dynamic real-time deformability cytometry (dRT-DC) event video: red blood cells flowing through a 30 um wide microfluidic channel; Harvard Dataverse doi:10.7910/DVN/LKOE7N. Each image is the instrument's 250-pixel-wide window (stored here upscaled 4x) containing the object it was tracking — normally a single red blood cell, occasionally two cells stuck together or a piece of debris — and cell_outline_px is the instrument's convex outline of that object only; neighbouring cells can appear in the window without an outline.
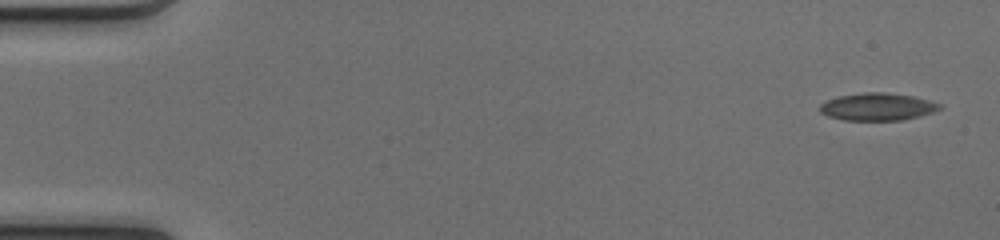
{"species": "common noctule bat (a hibernating species)", "species_latin": "Nyctalus noctula", "temperature_condition": "cold", "stored_images_in_passage": 49, "camera_frame_rate_fps": 3000, "um_per_image_px": 0.085, "animal": {"sex": "female", "body_mass_g": 17.0, "forearm_length_mm": 48.0}, "frame": {"image": 1, "passage_image": 1, "time_ms": 0.0, "image_size_px": [1000, 240], "cell_outline_px": [[944, 104], [940, 108], [932, 112], [920, 116], [904, 120], [844, 120], [828, 116], [820, 112], [820, 104], [828, 100], [840, 96], [864, 92], [884, 92], [912, 96]], "centroid_in_image_um": [74.6, 9.08], "position_along_channel_um": 10.4, "area_um2": 19.07}}
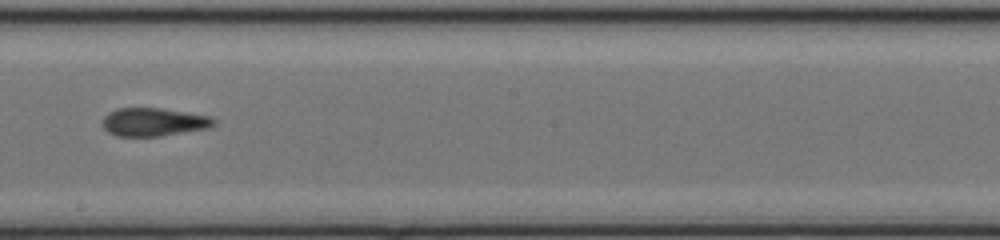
{"frame": {"image": 2, "passage_image": 28, "time_ms": 9.0, "image_size_px": [1000, 240], "cell_outline_px": [[216, 124], [208, 128], [160, 136], [116, 136], [108, 132], [100, 124], [100, 120], [108, 112], [116, 108], [160, 108], [212, 116], [216, 120]], "centroid_in_image_um": [13.03, 10.36], "position_along_channel_um": 235.2, "area_um2": 18.55}}
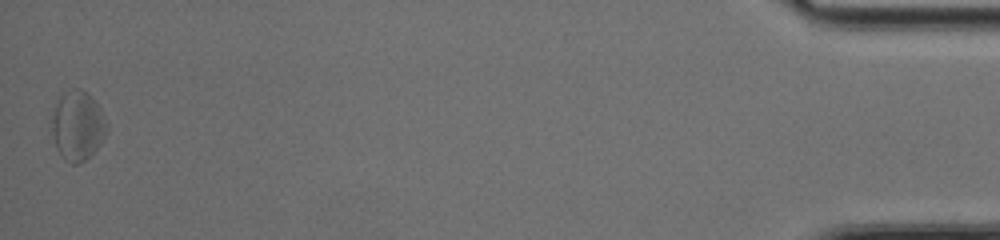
{"frame": {"image": 3, "passage_image": 49, "time_ms": 16.0, "image_size_px": [1000, 240], "cell_outline_px": [[108, 128], [100, 144], [84, 160], [76, 164], [72, 164], [64, 160], [56, 148], [52, 132], [52, 116], [56, 104], [60, 96], [64, 92], [72, 88], [80, 88], [88, 92], [92, 96], [100, 108], [108, 124]], "centroid_in_image_um": [6.6, 10.65], "position_along_channel_um": 428.6, "area_um2": 22.25}, "authors_computed_cell_mechanics": {"area_um2": 19.1318, "velocity_mm_per_s": 4.1143, "shape_relaxation_time_tau1_ms": null, "shape_relaxation_time_tau2_ms": 3.2538, "deformation_change_tau1": null, "deformation_change_tau2": 0.1192}}